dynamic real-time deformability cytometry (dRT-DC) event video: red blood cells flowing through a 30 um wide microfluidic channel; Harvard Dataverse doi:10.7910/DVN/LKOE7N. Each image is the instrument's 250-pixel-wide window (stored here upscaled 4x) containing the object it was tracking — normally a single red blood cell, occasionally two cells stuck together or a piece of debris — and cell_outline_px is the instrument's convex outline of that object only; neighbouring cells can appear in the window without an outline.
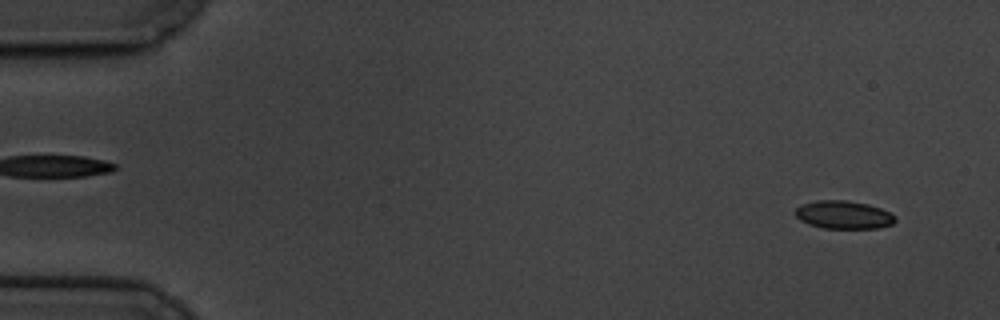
{"species": "common noctule bat (a hibernating species)", "species_latin": "Nyctalus noctula", "temperature_condition": "cold", "stored_images_in_passage": 59, "camera_frame_rate_fps": 3000, "um_per_image_px": 0.085, "animal": {"sex": "male", "body_mass_g": 19.5, "forearm_length_mm": 54.6}, "frame": {"image": 1, "passage_image": 4, "time_ms": 1.0, "image_size_px": [1000, 320], "cell_outline_px": [[896, 220], [892, 224], [876, 228], [824, 228], [808, 224], [800, 220], [792, 212], [800, 204], [816, 200], [848, 200], [868, 204], [880, 208], [896, 216]], "centroid_in_image_um": [71.66, 18.24], "position_along_channel_um": 13.3, "area_um2": 16.47}}
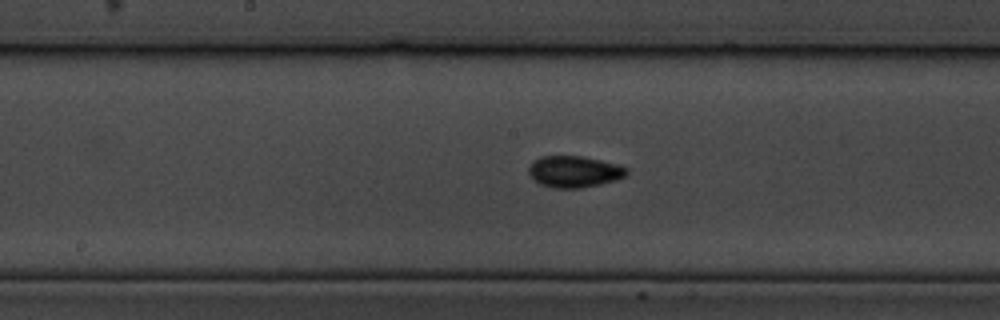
{"frame": {"image": 2, "passage_image": 31, "time_ms": 10.0, "image_size_px": [1000, 320], "cell_outline_px": [[628, 172], [624, 176], [616, 180], [600, 184], [580, 188], [552, 188], [540, 184], [528, 172], [528, 168], [540, 156], [580, 156], [620, 164], [628, 168]], "centroid_in_image_um": [48.84, 14.59], "position_along_channel_um": 199.4, "area_um2": 17.86}}
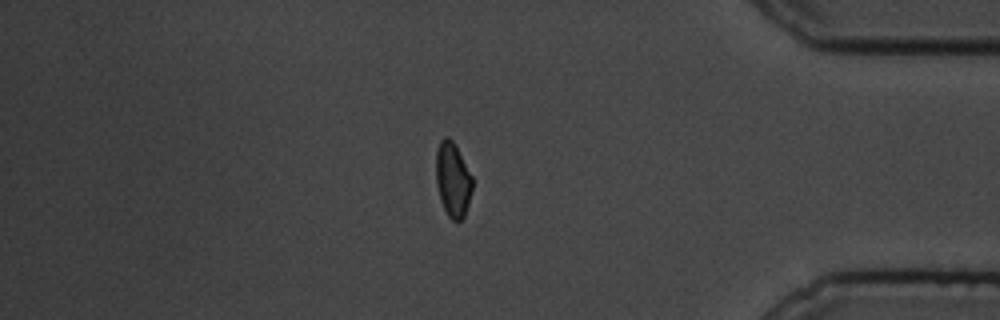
{"frame": {"image": 3, "passage_image": 51, "time_ms": 16.667, "image_size_px": [1000, 320], "cell_outline_px": [[472, 188], [468, 204], [464, 216], [460, 220], [452, 220], [448, 216], [440, 200], [436, 184], [436, 152], [440, 140], [444, 136], [448, 136], [456, 144], [472, 176]], "centroid_in_image_um": [38.48, 15.23], "position_along_channel_um": 396.7, "area_um2": 15.9}}